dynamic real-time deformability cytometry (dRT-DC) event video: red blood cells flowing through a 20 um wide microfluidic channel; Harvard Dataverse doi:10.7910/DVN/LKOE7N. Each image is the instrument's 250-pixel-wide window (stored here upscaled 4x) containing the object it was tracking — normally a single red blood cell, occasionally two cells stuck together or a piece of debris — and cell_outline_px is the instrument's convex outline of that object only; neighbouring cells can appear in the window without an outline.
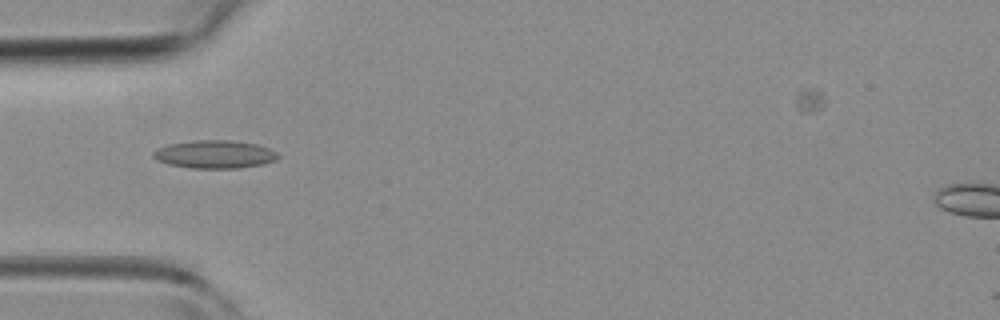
{"species": "common noctule bat (a hibernating species)", "species_latin": "Nyctalus noctula", "temperature_condition": "room temperature", "stored_images_in_passage": 4, "camera_frame_rate_fps": 3000, "um_per_image_px": 0.085, "animal": {"sex": "female", "body_mass_g": 19.3, "forearm_length_mm": 54.1}, "frame": {"image": 1, "passage_image": 4, "time_ms": 3.333, "image_size_px": [1000, 320], "cell_outline_px": [[280, 156], [276, 160], [264, 164], [240, 168], [192, 168], [168, 164], [156, 160], [152, 156], [152, 152], [168, 144], [192, 140], [232, 140], [260, 144], [276, 152]], "centroid_in_image_um": [18.27, 13.11], "position_along_channel_um": 66.7, "area_um2": 20.58}}